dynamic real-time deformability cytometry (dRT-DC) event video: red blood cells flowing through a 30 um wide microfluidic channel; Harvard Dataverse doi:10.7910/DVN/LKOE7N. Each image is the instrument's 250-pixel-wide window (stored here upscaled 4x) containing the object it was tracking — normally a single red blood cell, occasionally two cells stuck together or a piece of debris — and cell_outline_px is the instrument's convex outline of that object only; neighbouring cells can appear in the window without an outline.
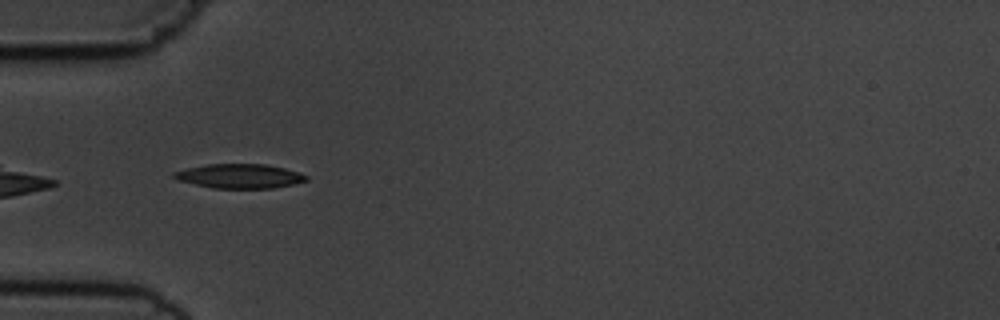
{"species": "common noctule bat (a hibernating species)", "species_latin": "Nyctalus noctula", "temperature_condition": "cold", "stored_images_in_passage": 33, "camera_frame_rate_fps": 3000, "um_per_image_px": 0.085, "animal": {"sex": "male", "body_mass_g": 19.5, "forearm_length_mm": 54.6}, "frame": {"image": 1, "passage_image": 2, "time_ms": 0.333, "image_size_px": [1000, 320], "cell_outline_px": [[308, 180], [292, 184], [272, 188], [212, 188], [180, 180], [172, 176], [172, 172], [188, 168], [208, 164], [264, 164], [284, 168], [300, 172], [308, 176]], "centroid_in_image_um": [20.39, 14.96], "position_along_channel_um": 64.6, "area_um2": 18.55}}
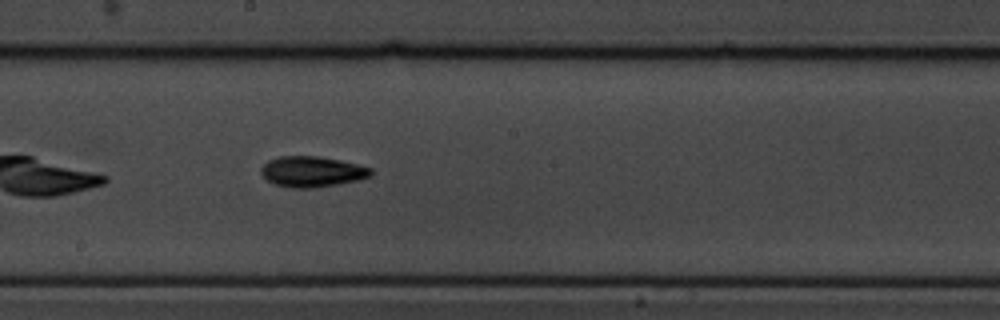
{"frame": {"image": 2, "passage_image": 15, "time_ms": 4.667, "image_size_px": [1000, 320], "cell_outline_px": [[372, 176], [360, 180], [316, 188], [292, 188], [276, 184], [268, 180], [260, 172], [260, 168], [268, 160], [280, 156], [320, 156], [340, 160], [372, 168]], "centroid_in_image_um": [26.54, 14.59], "position_along_channel_um": 221.7, "area_um2": 19.71}}
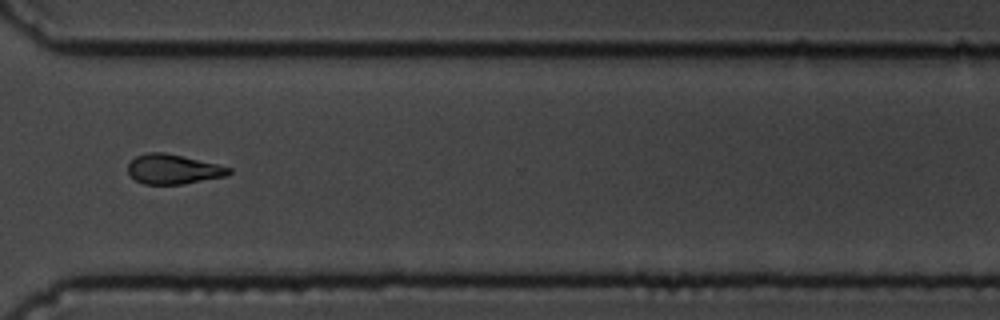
{"frame": {"image": 3, "passage_image": 26, "time_ms": 8.333, "image_size_px": [1000, 320], "cell_outline_px": [[232, 172], [224, 176], [184, 184], [144, 184], [136, 180], [128, 172], [128, 164], [136, 156], [148, 152], [164, 152], [216, 164], [232, 168]], "centroid_in_image_um": [14.71, 14.38], "position_along_channel_um": 355.9, "area_um2": 17.22}, "authors_computed_cell_mechanics": {"area_um2": 17.8602, "velocity_mm_per_s": 3.6623, "shape_relaxation_time_tau1_ms": 3.6597, "shape_relaxation_time_tau2_ms": null, "deformation_change_tau1": 0.1243, "deformation_change_tau2": null}}